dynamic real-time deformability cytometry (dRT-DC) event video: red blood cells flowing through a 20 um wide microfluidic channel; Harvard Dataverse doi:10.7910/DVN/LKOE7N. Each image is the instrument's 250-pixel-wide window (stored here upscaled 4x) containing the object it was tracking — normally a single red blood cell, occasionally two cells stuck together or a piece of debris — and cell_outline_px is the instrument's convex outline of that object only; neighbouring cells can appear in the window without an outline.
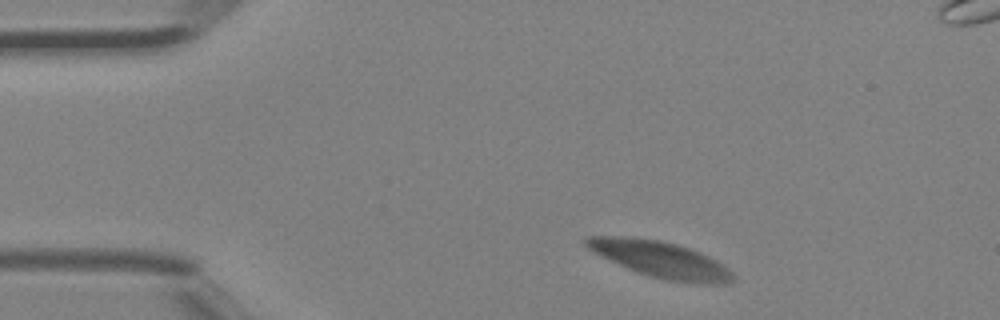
{"species": "Egyptian fruit bat (a non-hibernating species)", "species_latin": "Rousettus aegyptiacus", "temperature_condition": "room temperature", "stored_images_in_passage": 4, "camera_frame_rate_fps": 3000, "um_per_image_px": 0.085, "animal": {"sex": "female"}, "frame": {"image": 1, "passage_image": 1, "time_ms": 0.0, "image_size_px": [1000, 320], "cell_outline_px": [[736, 280], [728, 284], [704, 284], [664, 280], [628, 268], [588, 248], [584, 244], [584, 236], [624, 236], [660, 240], [676, 244], [688, 248], [708, 256], [716, 260], [728, 268], [736, 276]], "centroid_in_image_um": [56.22, 22.06], "position_along_channel_um": 28.8, "area_um2": 30.63}}